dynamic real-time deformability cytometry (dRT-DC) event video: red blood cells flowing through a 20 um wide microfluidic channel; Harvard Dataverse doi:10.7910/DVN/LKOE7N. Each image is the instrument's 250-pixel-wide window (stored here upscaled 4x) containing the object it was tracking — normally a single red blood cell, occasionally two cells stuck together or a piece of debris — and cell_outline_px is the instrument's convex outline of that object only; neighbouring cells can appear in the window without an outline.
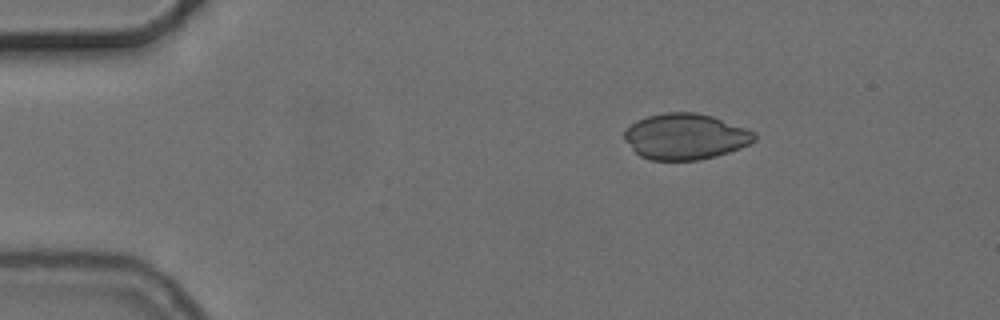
{"species": "common noctule bat (a hibernating species)", "species_latin": "Nyctalus noctula", "temperature_condition": "cold", "stored_images_in_passage": 40, "camera_frame_rate_fps": 3000, "um_per_image_px": 0.085, "animal": {"sex": "female", "body_mass_g": 24.6, "forearm_length_mm": 56.2}, "frame": {"image": 1, "passage_image": 1, "time_ms": 0.0, "image_size_px": [1000, 320], "cell_outline_px": [[756, 140], [740, 148], [716, 156], [700, 160], [648, 160], [640, 156], [624, 140], [624, 132], [636, 120], [648, 116], [664, 112], [696, 112], [712, 116], [756, 132]], "centroid_in_image_um": [58.25, 11.61], "position_along_channel_um": 26.7, "area_um2": 34.8}}
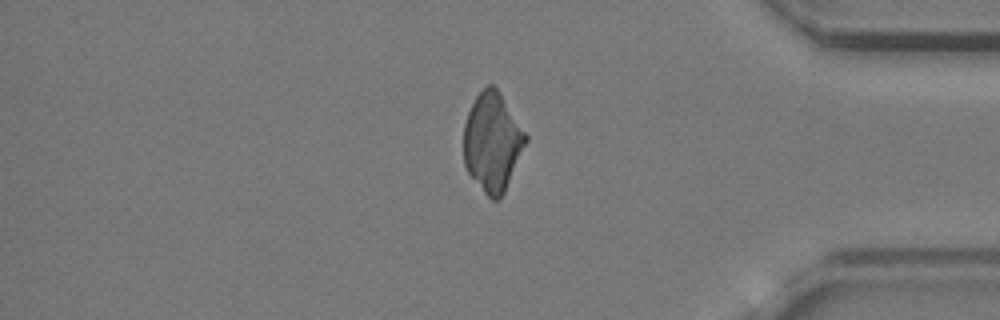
{"frame": {"image": 2, "passage_image": 38, "time_ms": 12.333, "image_size_px": [1000, 320], "cell_outline_px": [[528, 140], [504, 192], [496, 200], [492, 200], [484, 192], [468, 172], [464, 164], [464, 124], [468, 112], [476, 96], [488, 84], [492, 84], [496, 88], [528, 136]], "centroid_in_image_um": [41.85, 12.08], "position_along_channel_um": 393.4, "area_um2": 35.08}}